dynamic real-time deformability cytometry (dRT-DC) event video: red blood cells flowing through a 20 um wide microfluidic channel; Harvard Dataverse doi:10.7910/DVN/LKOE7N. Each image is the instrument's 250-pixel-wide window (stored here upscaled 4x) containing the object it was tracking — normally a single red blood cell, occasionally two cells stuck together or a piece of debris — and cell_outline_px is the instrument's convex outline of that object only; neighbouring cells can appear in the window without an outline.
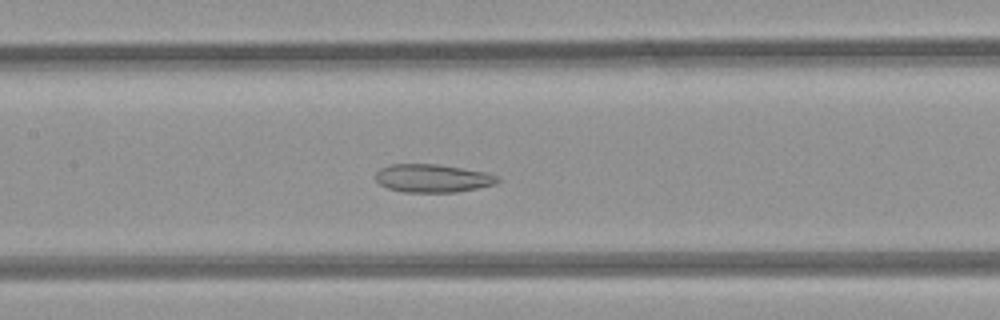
{"species": "common noctule bat (a hibernating species)", "species_latin": "Nyctalus noctula", "temperature_condition": "room temperature", "stored_images_in_passage": 40, "camera_frame_rate_fps": 3000, "um_per_image_px": 0.085, "animal": {"sex": "female", "body_mass_g": 21.9}, "frame": {"image": 1, "passage_image": 18, "time_ms": 5.667, "image_size_px": [1000, 320], "cell_outline_px": [[500, 180], [496, 184], [456, 192], [404, 192], [388, 188], [380, 184], [376, 180], [376, 172], [380, 168], [388, 164], [436, 164], [488, 172], [500, 176]], "centroid_in_image_um": [36.79, 15.14], "position_along_channel_um": 170.6, "area_um2": 20.11}}
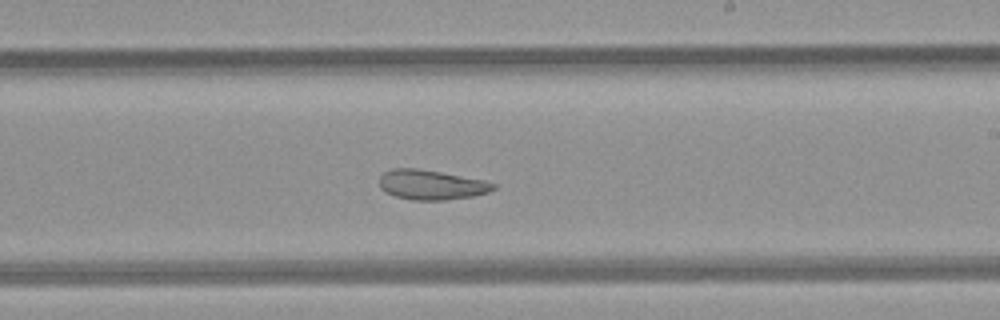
{"frame": {"image": 2, "passage_image": 24, "time_ms": 7.667, "image_size_px": [1000, 320], "cell_outline_px": [[496, 188], [488, 192], [472, 196], [444, 200], [412, 200], [396, 196], [380, 188], [380, 176], [384, 172], [392, 168], [416, 168], [440, 172], [484, 180], [496, 184]], "centroid_in_image_um": [36.66, 15.7], "position_along_channel_um": 252.3, "area_um2": 19.59}}
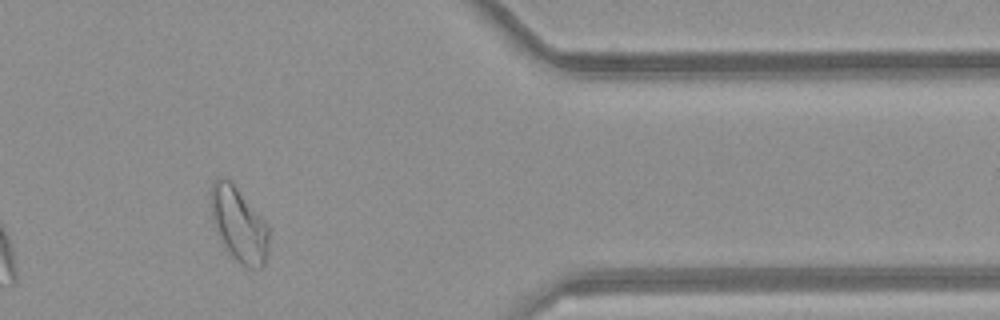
{"frame": {"image": 3, "passage_image": 36, "time_ms": 11.667, "image_size_px": [1000, 320], "cell_outline_px": [[268, 252], [264, 264], [260, 268], [248, 268], [240, 264], [232, 256], [216, 232], [212, 224], [212, 184], [216, 176], [224, 176], [236, 188], [268, 224]], "centroid_in_image_um": [20.31, 19.11], "position_along_channel_um": 391.1, "area_um2": 24.8}, "authors_computed_cell_mechanics": {"area_um2": 22.7154, "velocity_mm_per_s": 4.1051, "shape_relaxation_time_tau1_ms": null, "shape_relaxation_time_tau2_ms": 2.2264, "deformation_change_tau1": null, "deformation_change_tau2": 0.0874}}